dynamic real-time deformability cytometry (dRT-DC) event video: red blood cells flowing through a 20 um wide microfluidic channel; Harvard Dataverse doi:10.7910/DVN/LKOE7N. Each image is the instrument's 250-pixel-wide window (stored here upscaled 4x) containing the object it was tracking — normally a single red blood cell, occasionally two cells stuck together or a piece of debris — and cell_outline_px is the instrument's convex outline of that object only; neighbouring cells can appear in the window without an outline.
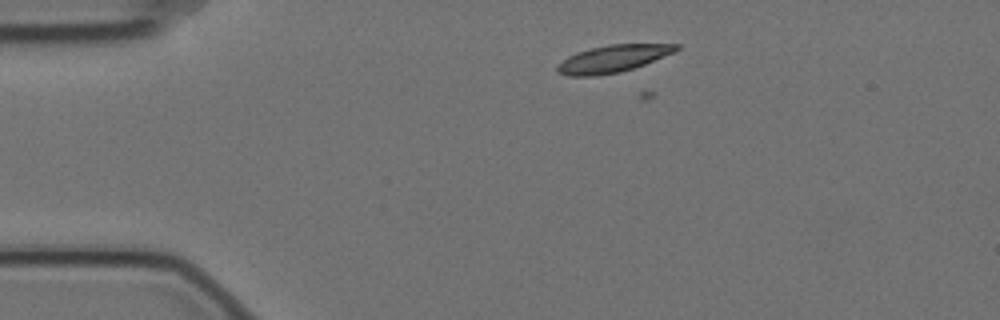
{"species": "Egyptian fruit bat (a non-hibernating species)", "species_latin": "Rousettus aegyptiacus", "temperature_condition": "cold", "stored_images_in_passage": 2, "camera_frame_rate_fps": 3000, "um_per_image_px": 0.085, "animal": {"sex": "female"}, "frame": {"image": 1, "passage_image": 2, "time_ms": 0.333, "image_size_px": [1000, 320], "cell_outline_px": [[680, 48], [676, 52], [644, 64], [620, 72], [596, 76], [568, 76], [556, 72], [556, 68], [568, 56], [576, 52], [608, 44], [680, 44]], "centroid_in_image_um": [52.11, 4.99], "position_along_channel_um": 32.9, "area_um2": 18.79}}